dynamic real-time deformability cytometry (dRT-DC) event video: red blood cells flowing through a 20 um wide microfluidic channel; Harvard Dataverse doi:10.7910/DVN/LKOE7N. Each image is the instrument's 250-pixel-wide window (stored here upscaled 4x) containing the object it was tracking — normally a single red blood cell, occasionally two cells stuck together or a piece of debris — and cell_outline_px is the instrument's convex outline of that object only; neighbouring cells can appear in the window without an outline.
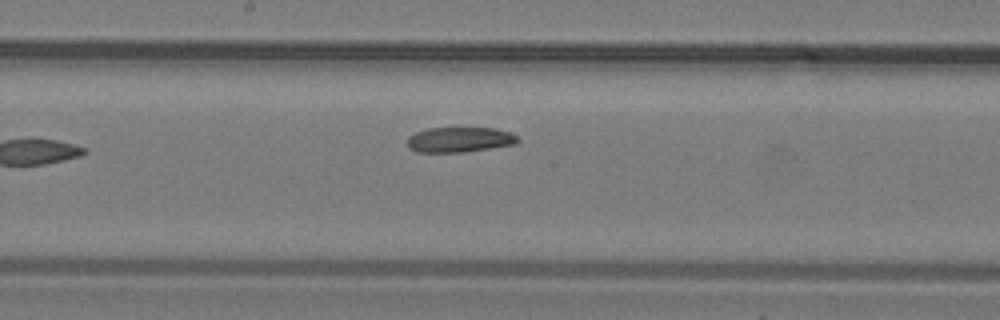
{"species": "common noctule bat (a hibernating species)", "species_latin": "Nyctalus noctula", "temperature_condition": "warm", "stored_images_in_passage": 10, "camera_frame_rate_fps": 3000, "um_per_image_px": 0.085, "animal": {"sex": "male", "body_mass_g": 19.2, "forearm_length_mm": 51.8}, "frame": {"image": 1, "passage_image": 10, "time_ms": 3.0, "image_size_px": [1000, 320], "cell_outline_px": [[520, 140], [516, 144], [464, 152], [416, 152], [408, 148], [408, 136], [416, 132], [428, 128], [496, 128], [508, 132], [516, 136]], "centroid_in_image_um": [39.05, 11.87], "position_along_channel_um": 209.2, "area_um2": 16.18}}